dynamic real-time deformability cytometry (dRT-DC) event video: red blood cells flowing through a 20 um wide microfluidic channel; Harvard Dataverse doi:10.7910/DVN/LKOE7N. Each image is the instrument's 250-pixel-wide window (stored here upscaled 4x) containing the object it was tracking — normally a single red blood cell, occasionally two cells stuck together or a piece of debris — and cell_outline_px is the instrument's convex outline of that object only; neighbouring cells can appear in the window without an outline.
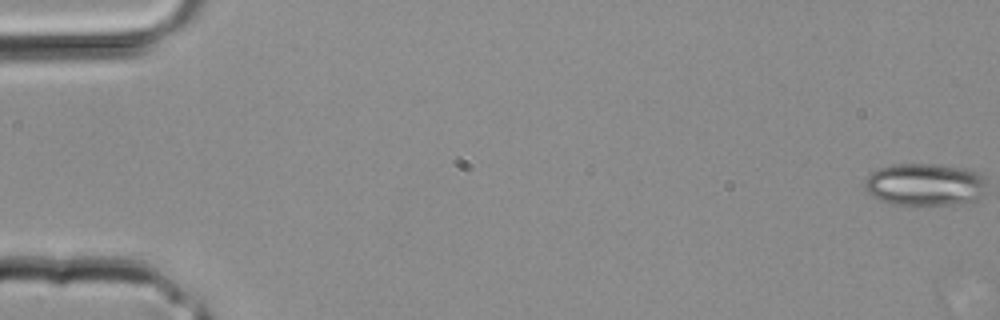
{"species": "common noctule bat (a hibernating species)", "species_latin": "Nyctalus noctula", "temperature_condition": "room temperature", "stored_images_in_passage": 4, "camera_frame_rate_fps": 3000, "um_per_image_px": 0.085, "animal": {"sex": "male", "body_mass_g": 20.4}, "frame": {"image": 1, "passage_image": 1, "time_ms": 0.0, "image_size_px": [1000, 320], "cell_outline_px": [[984, 196], [976, 204], [916, 208], [912, 208], [892, 204], [880, 200], [872, 196], [864, 188], [864, 180], [876, 168], [892, 164], [936, 164], [964, 168], [980, 172], [984, 176]], "centroid_in_image_um": [78.67, 15.76], "position_along_channel_um": 6.3, "area_um2": 32.02}}